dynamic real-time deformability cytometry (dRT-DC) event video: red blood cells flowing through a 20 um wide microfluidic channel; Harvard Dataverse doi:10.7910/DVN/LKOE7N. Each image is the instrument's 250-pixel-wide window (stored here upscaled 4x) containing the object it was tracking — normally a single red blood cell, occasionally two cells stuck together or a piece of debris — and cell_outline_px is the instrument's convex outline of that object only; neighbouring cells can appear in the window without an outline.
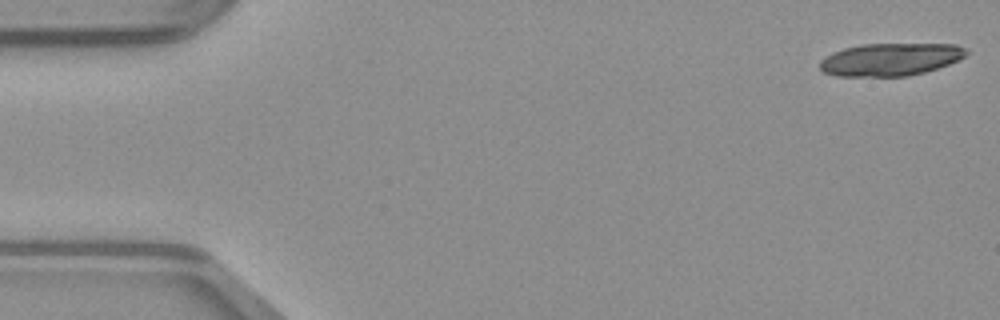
{"species": "common noctule bat (a hibernating species)", "species_latin": "Nyctalus noctula", "temperature_condition": "warm", "stored_images_in_passage": 17, "camera_frame_rate_fps": 3000, "um_per_image_px": 0.085, "animal": {"sex": "male", "body_mass_g": 23.1, "forearm_length_mm": 52.7}, "frame": {"image": 1, "passage_image": 1, "time_ms": 0.0, "image_size_px": [1000, 320], "cell_outline_px": [[968, 52], [964, 56], [948, 64], [924, 72], [908, 76], [836, 76], [824, 72], [820, 68], [820, 60], [832, 52], [844, 48], [860, 44], [956, 44], [968, 48]], "centroid_in_image_um": [75.67, 5.04], "position_along_channel_um": 9.3, "area_um2": 27.8}}